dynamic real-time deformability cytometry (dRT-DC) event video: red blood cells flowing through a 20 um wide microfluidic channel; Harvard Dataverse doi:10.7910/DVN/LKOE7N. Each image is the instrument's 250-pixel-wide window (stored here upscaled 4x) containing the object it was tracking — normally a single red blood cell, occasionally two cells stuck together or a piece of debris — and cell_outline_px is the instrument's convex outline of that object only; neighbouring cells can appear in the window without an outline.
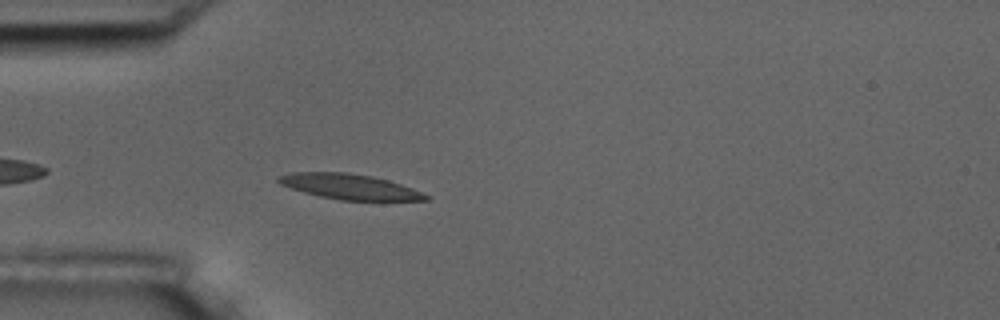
{"species": "common noctule bat (a hibernating species)", "species_latin": "Nyctalus noctula", "temperature_condition": "room temperature", "stored_images_in_passage": 26, "camera_frame_rate_fps": 3000, "um_per_image_px": 0.085, "animal": {"sex": "male", "body_mass_g": 17.5, "forearm_length_mm": 52.3}, "frame": {"image": 1, "passage_image": 5, "time_ms": 1.333, "image_size_px": [1000, 320], "cell_outline_px": [[432, 196], [428, 200], [340, 200], [320, 196], [304, 192], [280, 184], [276, 180], [276, 176], [292, 172], [348, 172], [372, 176], [388, 180], [412, 188]], "centroid_in_image_um": [29.71, 15.86], "position_along_channel_um": 55.3, "area_um2": 21.68}}
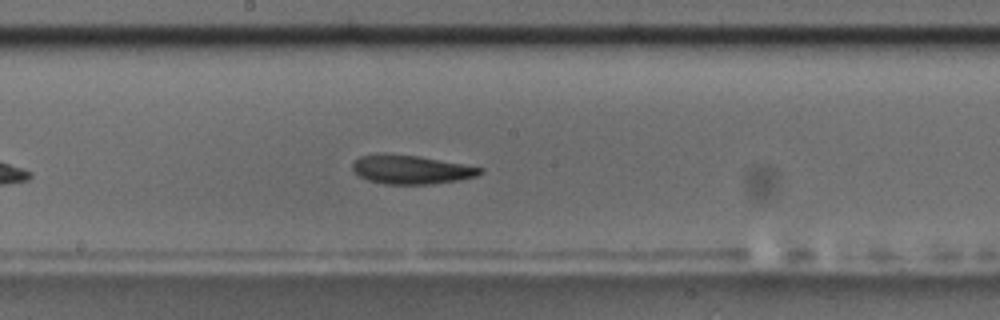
{"frame": {"image": 2, "passage_image": 19, "time_ms": 6.0, "image_size_px": [1000, 320], "cell_outline_px": [[484, 172], [476, 176], [460, 180], [432, 184], [384, 184], [368, 180], [360, 176], [352, 168], [352, 164], [360, 156], [376, 152], [384, 152], [420, 156], [484, 168]], "centroid_in_image_um": [34.93, 14.39], "position_along_channel_um": 213.3, "area_um2": 21.73}}